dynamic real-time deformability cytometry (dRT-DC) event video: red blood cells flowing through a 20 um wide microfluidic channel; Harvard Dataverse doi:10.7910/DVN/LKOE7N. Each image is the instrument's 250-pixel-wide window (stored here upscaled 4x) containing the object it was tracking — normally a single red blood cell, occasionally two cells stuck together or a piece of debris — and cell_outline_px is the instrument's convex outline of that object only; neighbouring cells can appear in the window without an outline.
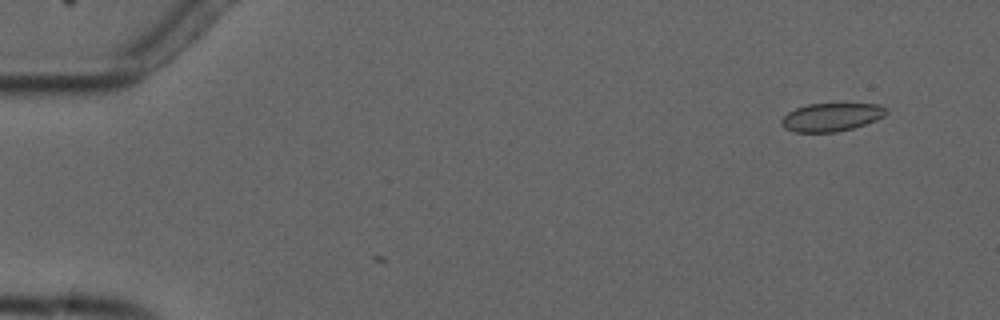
{"species": "common noctule bat (a hibernating species)", "species_latin": "Nyctalus noctula", "temperature_condition": "cold", "stored_images_in_passage": 5, "camera_frame_rate_fps": 3000, "um_per_image_px": 0.085, "animal": {"sex": "male", "forearm_length_mm": 52.5}, "frame": {"image": 1, "passage_image": 2, "time_ms": 1.333, "image_size_px": [1000, 320], "cell_outline_px": [[888, 112], [884, 116], [876, 120], [852, 128], [836, 132], [796, 132], [784, 128], [780, 124], [780, 120], [788, 112], [796, 108], [808, 104], [880, 104], [888, 108]], "centroid_in_image_um": [70.67, 9.95], "position_along_channel_um": 14.3, "area_um2": 17.22}}
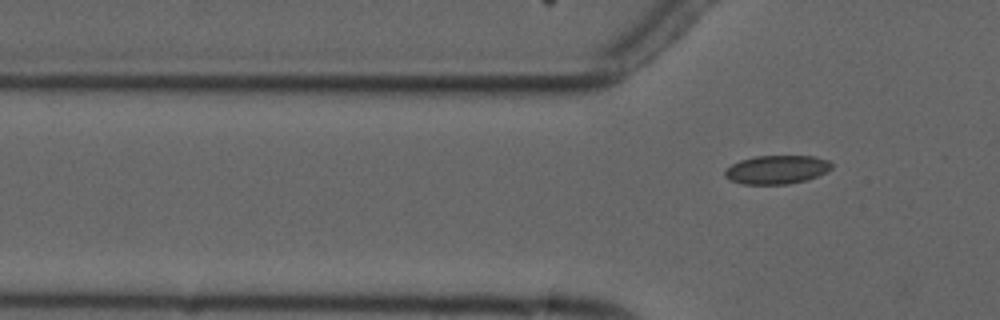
{"frame": {"image": 2, "passage_image": 5, "time_ms": 5.667, "image_size_px": [1000, 320], "cell_outline_px": [[832, 168], [816, 176], [804, 180], [788, 184], [744, 184], [732, 180], [724, 176], [724, 172], [732, 164], [740, 160], [756, 156], [812, 156], [828, 160], [832, 164]], "centroid_in_image_um": [66.01, 14.41], "position_along_channel_um": 59.8, "area_um2": 17.51}}